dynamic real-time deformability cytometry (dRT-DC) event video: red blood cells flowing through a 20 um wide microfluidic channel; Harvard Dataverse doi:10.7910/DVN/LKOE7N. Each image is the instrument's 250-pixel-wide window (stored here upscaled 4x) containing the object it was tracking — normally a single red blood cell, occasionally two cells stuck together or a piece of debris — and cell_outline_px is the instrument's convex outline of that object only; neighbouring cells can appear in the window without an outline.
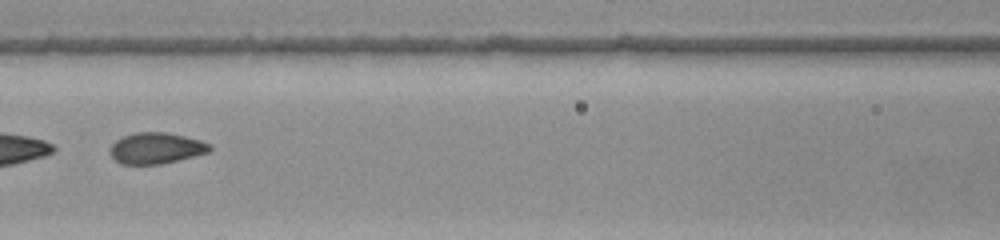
{"species": "common noctule bat (a hibernating species)", "species_latin": "Nyctalus noctula", "temperature_condition": "warm", "stored_images_in_passage": 41, "segment_of_instrument_passage": [2, 2], "camera_frame_rate_fps": 3000, "um_per_image_px": 0.085, "animal": {"sex": "female", "body_mass_g": 22.0, "forearm_length_mm": 56.7}, "frame": {"image": 1, "passage_image": 14, "time_ms": 4.333, "image_size_px": [1000, 240], "cell_outline_px": [[212, 148], [208, 152], [160, 164], [120, 164], [108, 152], [112, 144], [116, 140], [124, 136], [136, 132], [168, 132], [200, 140], [208, 144]], "centroid_in_image_um": [13.23, 12.59], "position_along_channel_um": 153.4, "area_um2": 17.86}}
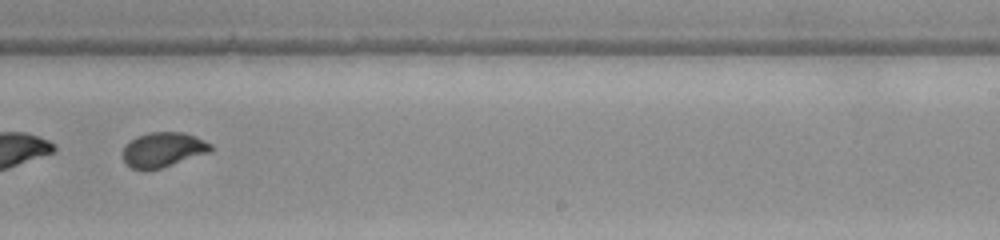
{"frame": {"image": 2, "passage_image": 23, "time_ms": 7.333, "image_size_px": [1000, 240], "cell_outline_px": [[212, 148], [208, 152], [160, 168], [144, 172], [132, 168], [124, 160], [124, 148], [136, 136], [148, 132], [184, 132], [196, 136], [212, 144]], "centroid_in_image_um": [13.86, 12.72], "position_along_channel_um": 275.1, "area_um2": 17.63}}
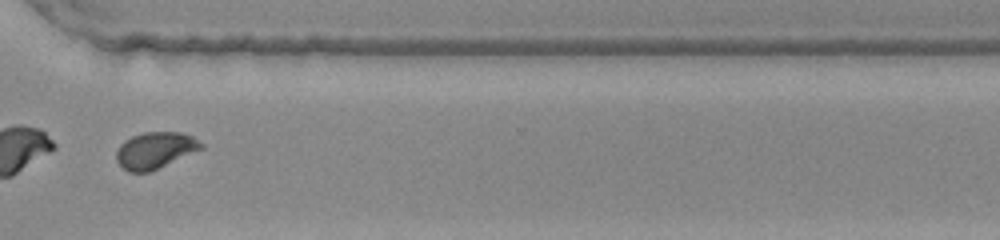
{"frame": {"image": 3, "passage_image": 29, "time_ms": 9.333, "image_size_px": [1000, 240], "cell_outline_px": [[204, 148], [148, 172], [128, 172], [116, 160], [116, 152], [120, 144], [124, 140], [132, 136], [144, 132], [180, 132], [192, 136], [204, 144]], "centroid_in_image_um": [13.18, 12.76], "position_along_channel_um": 357.4, "area_um2": 17.92}}